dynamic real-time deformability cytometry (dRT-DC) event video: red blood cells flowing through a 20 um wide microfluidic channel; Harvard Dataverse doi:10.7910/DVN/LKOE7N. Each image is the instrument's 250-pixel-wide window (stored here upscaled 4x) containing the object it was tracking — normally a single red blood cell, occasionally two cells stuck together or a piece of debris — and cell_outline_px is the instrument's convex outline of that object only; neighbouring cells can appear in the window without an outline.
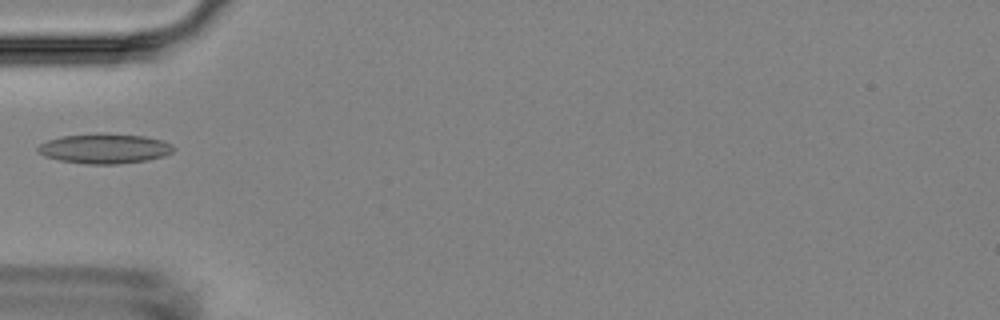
{"species": "Egyptian fruit bat (a non-hibernating species)", "species_latin": "Rousettus aegyptiacus", "temperature_condition": "room temperature", "stored_images_in_passage": 3, "camera_frame_rate_fps": 3000, "um_per_image_px": 0.085, "animal": {"sex": "female"}, "frame": {"image": 1, "passage_image": 3, "time_ms": 2.333, "image_size_px": [1000, 320], "cell_outline_px": [[176, 148], [172, 152], [164, 156], [148, 160], [116, 164], [88, 164], [60, 160], [44, 156], [36, 152], [36, 148], [40, 144], [48, 140], [60, 136], [144, 136], [164, 140], [172, 144]], "centroid_in_image_um": [8.91, 12.67], "position_along_channel_um": 76.1, "area_um2": 22.77}}